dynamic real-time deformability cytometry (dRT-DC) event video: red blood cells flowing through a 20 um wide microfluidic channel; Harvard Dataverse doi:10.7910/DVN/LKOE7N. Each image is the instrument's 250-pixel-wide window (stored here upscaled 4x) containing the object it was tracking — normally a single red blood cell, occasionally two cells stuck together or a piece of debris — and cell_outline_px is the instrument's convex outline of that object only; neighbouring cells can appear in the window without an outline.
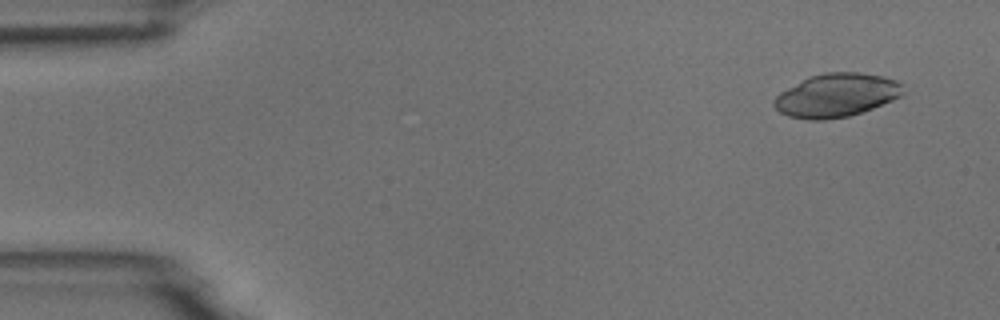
{"species": "common noctule bat (a hibernating species)", "species_latin": "Nyctalus noctula", "temperature_condition": "room temperature", "stored_images_in_passage": 5, "camera_frame_rate_fps": 3000, "um_per_image_px": 0.085, "animal": {"sex": "male", "body_mass_g": 18.8}, "frame": {"image": 1, "passage_image": 1, "time_ms": 0.0, "image_size_px": [1000, 320], "cell_outline_px": [[904, 92], [900, 96], [892, 100], [872, 108], [848, 116], [824, 120], [808, 120], [788, 116], [780, 112], [772, 104], [772, 100], [780, 92], [808, 76], [824, 72], [860, 72], [884, 76], [896, 80], [904, 84]], "centroid_in_image_um": [71.09, 8.08], "position_along_channel_um": 13.9, "area_um2": 32.89}}